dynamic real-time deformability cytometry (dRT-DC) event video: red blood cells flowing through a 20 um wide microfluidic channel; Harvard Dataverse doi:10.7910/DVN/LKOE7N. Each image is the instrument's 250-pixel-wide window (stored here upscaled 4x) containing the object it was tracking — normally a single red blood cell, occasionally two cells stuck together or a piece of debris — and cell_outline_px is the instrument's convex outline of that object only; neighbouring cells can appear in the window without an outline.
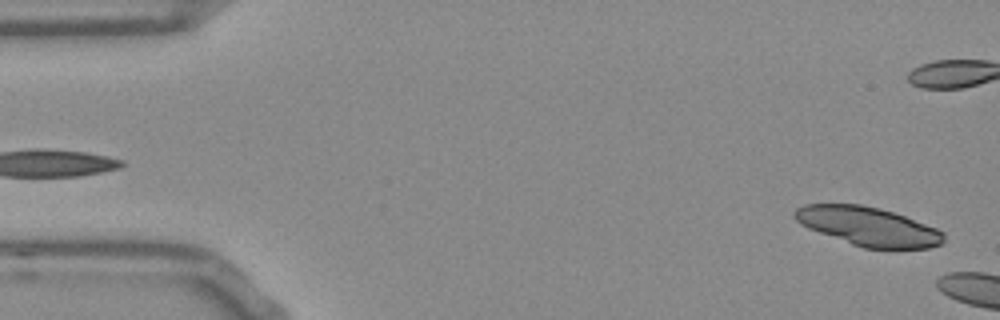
{"species": "Egyptian fruit bat (a non-hibernating species)", "species_latin": "Rousettus aegyptiacus", "temperature_condition": "room temperature", "stored_images_in_passage": 5, "camera_frame_rate_fps": 3000, "um_per_image_px": 0.085, "frame": {"image": 1, "passage_image": 1, "time_ms": 0.0, "image_size_px": [1000, 320], "cell_outline_px": [[944, 244], [928, 248], [864, 248], [852, 244], [808, 228], [800, 224], [792, 216], [792, 212], [796, 208], [804, 204], [860, 204], [892, 212], [904, 216], [936, 228], [944, 232]], "centroid_in_image_um": [73.77, 19.24], "position_along_channel_um": 11.2, "area_um2": 33.47}}